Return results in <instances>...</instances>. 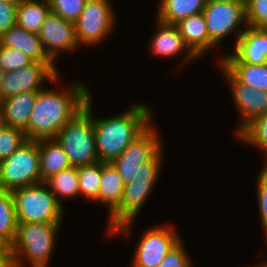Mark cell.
<instances>
[{
  "instance_id": "obj_1",
  "label": "cell",
  "mask_w": 267,
  "mask_h": 267,
  "mask_svg": "<svg viewBox=\"0 0 267 267\" xmlns=\"http://www.w3.org/2000/svg\"><path fill=\"white\" fill-rule=\"evenodd\" d=\"M85 83H72L66 90L37 91V98L26 126L28 140L55 138L61 128L80 113L89 98Z\"/></svg>"
},
{
  "instance_id": "obj_2",
  "label": "cell",
  "mask_w": 267,
  "mask_h": 267,
  "mask_svg": "<svg viewBox=\"0 0 267 267\" xmlns=\"http://www.w3.org/2000/svg\"><path fill=\"white\" fill-rule=\"evenodd\" d=\"M145 105L135 104L117 116L101 119L93 117L91 111L100 162L115 160L150 125L152 110Z\"/></svg>"
},
{
  "instance_id": "obj_3",
  "label": "cell",
  "mask_w": 267,
  "mask_h": 267,
  "mask_svg": "<svg viewBox=\"0 0 267 267\" xmlns=\"http://www.w3.org/2000/svg\"><path fill=\"white\" fill-rule=\"evenodd\" d=\"M162 148L147 162L140 165L132 181L125 184L120 206L109 215L108 235H129L130 225L139 215L161 172ZM134 219V220H133Z\"/></svg>"
},
{
  "instance_id": "obj_4",
  "label": "cell",
  "mask_w": 267,
  "mask_h": 267,
  "mask_svg": "<svg viewBox=\"0 0 267 267\" xmlns=\"http://www.w3.org/2000/svg\"><path fill=\"white\" fill-rule=\"evenodd\" d=\"M61 223H18L12 250L14 266L27 260L32 267H48Z\"/></svg>"
},
{
  "instance_id": "obj_5",
  "label": "cell",
  "mask_w": 267,
  "mask_h": 267,
  "mask_svg": "<svg viewBox=\"0 0 267 267\" xmlns=\"http://www.w3.org/2000/svg\"><path fill=\"white\" fill-rule=\"evenodd\" d=\"M92 102L89 96L84 109L64 125L55 137L73 167L90 165L99 161L91 118Z\"/></svg>"
},
{
  "instance_id": "obj_6",
  "label": "cell",
  "mask_w": 267,
  "mask_h": 267,
  "mask_svg": "<svg viewBox=\"0 0 267 267\" xmlns=\"http://www.w3.org/2000/svg\"><path fill=\"white\" fill-rule=\"evenodd\" d=\"M12 195L18 223H62L63 205L44 182L15 189Z\"/></svg>"
},
{
  "instance_id": "obj_7",
  "label": "cell",
  "mask_w": 267,
  "mask_h": 267,
  "mask_svg": "<svg viewBox=\"0 0 267 267\" xmlns=\"http://www.w3.org/2000/svg\"><path fill=\"white\" fill-rule=\"evenodd\" d=\"M42 183L40 179L39 140H27L8 158L0 161V190Z\"/></svg>"
},
{
  "instance_id": "obj_8",
  "label": "cell",
  "mask_w": 267,
  "mask_h": 267,
  "mask_svg": "<svg viewBox=\"0 0 267 267\" xmlns=\"http://www.w3.org/2000/svg\"><path fill=\"white\" fill-rule=\"evenodd\" d=\"M109 2V0L86 1L83 11L74 22L79 45L99 44L113 30L116 21L112 4Z\"/></svg>"
},
{
  "instance_id": "obj_9",
  "label": "cell",
  "mask_w": 267,
  "mask_h": 267,
  "mask_svg": "<svg viewBox=\"0 0 267 267\" xmlns=\"http://www.w3.org/2000/svg\"><path fill=\"white\" fill-rule=\"evenodd\" d=\"M210 42L216 46L245 22V2L239 0H207L204 10Z\"/></svg>"
},
{
  "instance_id": "obj_10",
  "label": "cell",
  "mask_w": 267,
  "mask_h": 267,
  "mask_svg": "<svg viewBox=\"0 0 267 267\" xmlns=\"http://www.w3.org/2000/svg\"><path fill=\"white\" fill-rule=\"evenodd\" d=\"M152 123L111 163L124 184L132 181L141 164L149 161L163 146Z\"/></svg>"
},
{
  "instance_id": "obj_11",
  "label": "cell",
  "mask_w": 267,
  "mask_h": 267,
  "mask_svg": "<svg viewBox=\"0 0 267 267\" xmlns=\"http://www.w3.org/2000/svg\"><path fill=\"white\" fill-rule=\"evenodd\" d=\"M59 73L54 63L32 62L16 71L6 72L0 87V101L19 93L43 90L44 80L50 83L59 80Z\"/></svg>"
},
{
  "instance_id": "obj_12",
  "label": "cell",
  "mask_w": 267,
  "mask_h": 267,
  "mask_svg": "<svg viewBox=\"0 0 267 267\" xmlns=\"http://www.w3.org/2000/svg\"><path fill=\"white\" fill-rule=\"evenodd\" d=\"M169 227H152L144 232L137 244L132 267H158L166 254L182 240Z\"/></svg>"
},
{
  "instance_id": "obj_13",
  "label": "cell",
  "mask_w": 267,
  "mask_h": 267,
  "mask_svg": "<svg viewBox=\"0 0 267 267\" xmlns=\"http://www.w3.org/2000/svg\"><path fill=\"white\" fill-rule=\"evenodd\" d=\"M38 35L46 55L53 62L61 52L72 51L79 46L74 23L52 11L46 16Z\"/></svg>"
},
{
  "instance_id": "obj_14",
  "label": "cell",
  "mask_w": 267,
  "mask_h": 267,
  "mask_svg": "<svg viewBox=\"0 0 267 267\" xmlns=\"http://www.w3.org/2000/svg\"><path fill=\"white\" fill-rule=\"evenodd\" d=\"M220 68L229 81L234 104L241 114L242 121L236 132L239 135L252 121L267 113V91L242 84L236 81L222 66Z\"/></svg>"
},
{
  "instance_id": "obj_15",
  "label": "cell",
  "mask_w": 267,
  "mask_h": 267,
  "mask_svg": "<svg viewBox=\"0 0 267 267\" xmlns=\"http://www.w3.org/2000/svg\"><path fill=\"white\" fill-rule=\"evenodd\" d=\"M232 55H224L219 63H267V29L246 27L237 31Z\"/></svg>"
},
{
  "instance_id": "obj_16",
  "label": "cell",
  "mask_w": 267,
  "mask_h": 267,
  "mask_svg": "<svg viewBox=\"0 0 267 267\" xmlns=\"http://www.w3.org/2000/svg\"><path fill=\"white\" fill-rule=\"evenodd\" d=\"M156 21L158 29L151 39L150 46L154 55H158L162 58H173V56L181 55L183 51H186L187 54H184L187 55L185 57L188 61L197 59V56L185 44L175 24L164 23L158 19Z\"/></svg>"
},
{
  "instance_id": "obj_17",
  "label": "cell",
  "mask_w": 267,
  "mask_h": 267,
  "mask_svg": "<svg viewBox=\"0 0 267 267\" xmlns=\"http://www.w3.org/2000/svg\"><path fill=\"white\" fill-rule=\"evenodd\" d=\"M0 44L5 47L21 50L34 62L54 63L45 53L39 35L28 32L24 28L14 25L1 37Z\"/></svg>"
},
{
  "instance_id": "obj_18",
  "label": "cell",
  "mask_w": 267,
  "mask_h": 267,
  "mask_svg": "<svg viewBox=\"0 0 267 267\" xmlns=\"http://www.w3.org/2000/svg\"><path fill=\"white\" fill-rule=\"evenodd\" d=\"M175 25L185 44L197 57H202L209 49H213L214 45L209 40L203 13L183 18Z\"/></svg>"
},
{
  "instance_id": "obj_19",
  "label": "cell",
  "mask_w": 267,
  "mask_h": 267,
  "mask_svg": "<svg viewBox=\"0 0 267 267\" xmlns=\"http://www.w3.org/2000/svg\"><path fill=\"white\" fill-rule=\"evenodd\" d=\"M37 98V91L19 93L1 100L4 126L23 130L26 126Z\"/></svg>"
},
{
  "instance_id": "obj_20",
  "label": "cell",
  "mask_w": 267,
  "mask_h": 267,
  "mask_svg": "<svg viewBox=\"0 0 267 267\" xmlns=\"http://www.w3.org/2000/svg\"><path fill=\"white\" fill-rule=\"evenodd\" d=\"M39 164L41 182L71 167L64 149L55 138L39 140Z\"/></svg>"
},
{
  "instance_id": "obj_21",
  "label": "cell",
  "mask_w": 267,
  "mask_h": 267,
  "mask_svg": "<svg viewBox=\"0 0 267 267\" xmlns=\"http://www.w3.org/2000/svg\"><path fill=\"white\" fill-rule=\"evenodd\" d=\"M125 184L117 169L111 162H101V182L98 201L106 204L111 215L119 206Z\"/></svg>"
},
{
  "instance_id": "obj_22",
  "label": "cell",
  "mask_w": 267,
  "mask_h": 267,
  "mask_svg": "<svg viewBox=\"0 0 267 267\" xmlns=\"http://www.w3.org/2000/svg\"><path fill=\"white\" fill-rule=\"evenodd\" d=\"M50 11L49 0H24L17 6L16 25L38 34Z\"/></svg>"
},
{
  "instance_id": "obj_23",
  "label": "cell",
  "mask_w": 267,
  "mask_h": 267,
  "mask_svg": "<svg viewBox=\"0 0 267 267\" xmlns=\"http://www.w3.org/2000/svg\"><path fill=\"white\" fill-rule=\"evenodd\" d=\"M207 0H161L159 3V21L176 24L179 20L202 13Z\"/></svg>"
},
{
  "instance_id": "obj_24",
  "label": "cell",
  "mask_w": 267,
  "mask_h": 267,
  "mask_svg": "<svg viewBox=\"0 0 267 267\" xmlns=\"http://www.w3.org/2000/svg\"><path fill=\"white\" fill-rule=\"evenodd\" d=\"M236 81L254 89L267 91V63L252 65L247 63H221Z\"/></svg>"
},
{
  "instance_id": "obj_25",
  "label": "cell",
  "mask_w": 267,
  "mask_h": 267,
  "mask_svg": "<svg viewBox=\"0 0 267 267\" xmlns=\"http://www.w3.org/2000/svg\"><path fill=\"white\" fill-rule=\"evenodd\" d=\"M48 188L54 193L57 201L62 205L59 197L71 198L80 195L79 192V179L77 167L71 166L62 170L58 174L53 175L44 182ZM59 195V197L57 196Z\"/></svg>"
},
{
  "instance_id": "obj_26",
  "label": "cell",
  "mask_w": 267,
  "mask_h": 267,
  "mask_svg": "<svg viewBox=\"0 0 267 267\" xmlns=\"http://www.w3.org/2000/svg\"><path fill=\"white\" fill-rule=\"evenodd\" d=\"M15 202L12 192L0 190V237L12 244L17 232Z\"/></svg>"
},
{
  "instance_id": "obj_27",
  "label": "cell",
  "mask_w": 267,
  "mask_h": 267,
  "mask_svg": "<svg viewBox=\"0 0 267 267\" xmlns=\"http://www.w3.org/2000/svg\"><path fill=\"white\" fill-rule=\"evenodd\" d=\"M79 192L90 200L98 201V192L101 182V162L77 167Z\"/></svg>"
},
{
  "instance_id": "obj_28",
  "label": "cell",
  "mask_w": 267,
  "mask_h": 267,
  "mask_svg": "<svg viewBox=\"0 0 267 267\" xmlns=\"http://www.w3.org/2000/svg\"><path fill=\"white\" fill-rule=\"evenodd\" d=\"M248 145L255 146L267 155V113L252 121L239 135Z\"/></svg>"
},
{
  "instance_id": "obj_29",
  "label": "cell",
  "mask_w": 267,
  "mask_h": 267,
  "mask_svg": "<svg viewBox=\"0 0 267 267\" xmlns=\"http://www.w3.org/2000/svg\"><path fill=\"white\" fill-rule=\"evenodd\" d=\"M26 138L25 132L18 128L3 126L0 128V161L8 158L19 149Z\"/></svg>"
},
{
  "instance_id": "obj_30",
  "label": "cell",
  "mask_w": 267,
  "mask_h": 267,
  "mask_svg": "<svg viewBox=\"0 0 267 267\" xmlns=\"http://www.w3.org/2000/svg\"><path fill=\"white\" fill-rule=\"evenodd\" d=\"M33 60L21 50L9 48L0 44V67L5 71H16L28 66Z\"/></svg>"
},
{
  "instance_id": "obj_31",
  "label": "cell",
  "mask_w": 267,
  "mask_h": 267,
  "mask_svg": "<svg viewBox=\"0 0 267 267\" xmlns=\"http://www.w3.org/2000/svg\"><path fill=\"white\" fill-rule=\"evenodd\" d=\"M246 25L267 29V0H246Z\"/></svg>"
},
{
  "instance_id": "obj_32",
  "label": "cell",
  "mask_w": 267,
  "mask_h": 267,
  "mask_svg": "<svg viewBox=\"0 0 267 267\" xmlns=\"http://www.w3.org/2000/svg\"><path fill=\"white\" fill-rule=\"evenodd\" d=\"M87 0H49L50 9L63 19L75 22L84 9Z\"/></svg>"
},
{
  "instance_id": "obj_33",
  "label": "cell",
  "mask_w": 267,
  "mask_h": 267,
  "mask_svg": "<svg viewBox=\"0 0 267 267\" xmlns=\"http://www.w3.org/2000/svg\"><path fill=\"white\" fill-rule=\"evenodd\" d=\"M182 240L175 245L164 257L158 267H192Z\"/></svg>"
},
{
  "instance_id": "obj_34",
  "label": "cell",
  "mask_w": 267,
  "mask_h": 267,
  "mask_svg": "<svg viewBox=\"0 0 267 267\" xmlns=\"http://www.w3.org/2000/svg\"><path fill=\"white\" fill-rule=\"evenodd\" d=\"M16 12V5L0 0V37L16 25Z\"/></svg>"
},
{
  "instance_id": "obj_35",
  "label": "cell",
  "mask_w": 267,
  "mask_h": 267,
  "mask_svg": "<svg viewBox=\"0 0 267 267\" xmlns=\"http://www.w3.org/2000/svg\"><path fill=\"white\" fill-rule=\"evenodd\" d=\"M258 184H257V195H258V204L260 211V218L262 222L263 230L265 231L267 239V178L261 173L258 175ZM267 241V240H266Z\"/></svg>"
},
{
  "instance_id": "obj_36",
  "label": "cell",
  "mask_w": 267,
  "mask_h": 267,
  "mask_svg": "<svg viewBox=\"0 0 267 267\" xmlns=\"http://www.w3.org/2000/svg\"><path fill=\"white\" fill-rule=\"evenodd\" d=\"M0 267H15L12 245L6 242L0 247Z\"/></svg>"
},
{
  "instance_id": "obj_37",
  "label": "cell",
  "mask_w": 267,
  "mask_h": 267,
  "mask_svg": "<svg viewBox=\"0 0 267 267\" xmlns=\"http://www.w3.org/2000/svg\"><path fill=\"white\" fill-rule=\"evenodd\" d=\"M265 158H266L265 159L266 162H265L263 168L261 169L260 173L267 178V155L265 156Z\"/></svg>"
},
{
  "instance_id": "obj_38",
  "label": "cell",
  "mask_w": 267,
  "mask_h": 267,
  "mask_svg": "<svg viewBox=\"0 0 267 267\" xmlns=\"http://www.w3.org/2000/svg\"><path fill=\"white\" fill-rule=\"evenodd\" d=\"M8 3L14 4L16 6L20 5L24 0H4Z\"/></svg>"
},
{
  "instance_id": "obj_39",
  "label": "cell",
  "mask_w": 267,
  "mask_h": 267,
  "mask_svg": "<svg viewBox=\"0 0 267 267\" xmlns=\"http://www.w3.org/2000/svg\"><path fill=\"white\" fill-rule=\"evenodd\" d=\"M4 126V122H3V110H2V106L0 103V128Z\"/></svg>"
},
{
  "instance_id": "obj_40",
  "label": "cell",
  "mask_w": 267,
  "mask_h": 267,
  "mask_svg": "<svg viewBox=\"0 0 267 267\" xmlns=\"http://www.w3.org/2000/svg\"><path fill=\"white\" fill-rule=\"evenodd\" d=\"M6 72L0 67V87L5 77Z\"/></svg>"
},
{
  "instance_id": "obj_41",
  "label": "cell",
  "mask_w": 267,
  "mask_h": 267,
  "mask_svg": "<svg viewBox=\"0 0 267 267\" xmlns=\"http://www.w3.org/2000/svg\"><path fill=\"white\" fill-rule=\"evenodd\" d=\"M260 267H267V261H264V263H261V265H259Z\"/></svg>"
},
{
  "instance_id": "obj_42",
  "label": "cell",
  "mask_w": 267,
  "mask_h": 267,
  "mask_svg": "<svg viewBox=\"0 0 267 267\" xmlns=\"http://www.w3.org/2000/svg\"><path fill=\"white\" fill-rule=\"evenodd\" d=\"M5 243V241L0 237V247Z\"/></svg>"
}]
</instances>
